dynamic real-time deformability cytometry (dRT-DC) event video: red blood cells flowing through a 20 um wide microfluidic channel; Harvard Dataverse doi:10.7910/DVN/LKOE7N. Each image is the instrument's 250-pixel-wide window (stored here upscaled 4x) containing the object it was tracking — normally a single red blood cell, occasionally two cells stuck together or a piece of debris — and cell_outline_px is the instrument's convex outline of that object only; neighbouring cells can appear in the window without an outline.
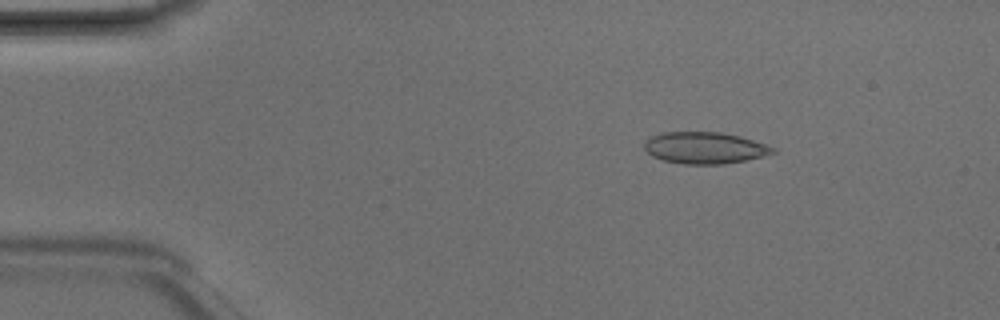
{"species": "Egyptian fruit bat (a non-hibernating species)", "species_latin": "Rousettus aegyptiacus", "temperature_condition": "room temperature", "stored_images_in_passage": 3, "camera_frame_rate_fps": 3000, "um_per_image_px": 0.085, "animal": {"sex": "male"}, "frame": {"image": 1, "passage_image": 2, "time_ms": 0.333, "image_size_px": [1000, 320], "cell_outline_px": [[776, 152], [764, 156], [724, 164], [684, 164], [664, 160], [652, 156], [644, 148], [644, 140], [652, 136], [664, 132], [720, 132], [740, 136], [776, 148]], "centroid_in_image_um": [59.89, 12.56], "position_along_channel_um": 25.1, "area_um2": 23.58}}